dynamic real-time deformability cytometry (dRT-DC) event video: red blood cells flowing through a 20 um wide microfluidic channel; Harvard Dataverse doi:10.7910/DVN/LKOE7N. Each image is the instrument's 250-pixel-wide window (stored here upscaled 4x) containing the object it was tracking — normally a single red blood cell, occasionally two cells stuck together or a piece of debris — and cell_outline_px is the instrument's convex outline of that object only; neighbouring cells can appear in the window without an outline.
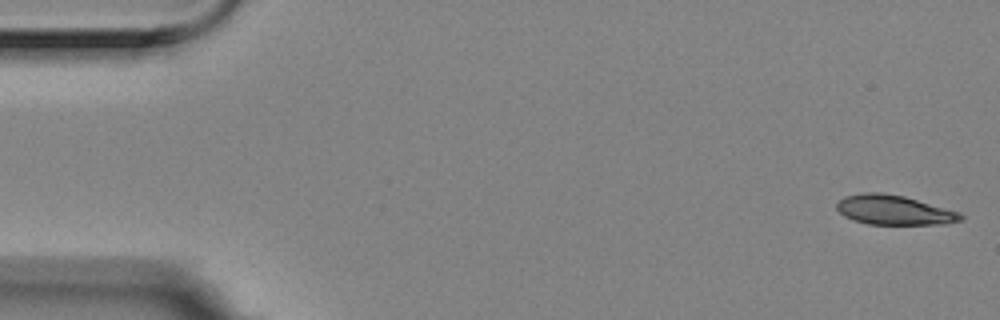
{"species": "Egyptian fruit bat (a non-hibernating species)", "species_latin": "Rousettus aegyptiacus", "temperature_condition": "room temperature", "stored_images_in_passage": 3, "camera_frame_rate_fps": 3000, "um_per_image_px": 0.085, "animal": {"sex": "female"}, "frame": {"image": 1, "passage_image": 1, "time_ms": 0.0, "image_size_px": [1000, 320], "cell_outline_px": [[964, 220], [948, 224], [868, 224], [852, 220], [844, 216], [836, 208], [836, 204], [844, 196], [864, 192], [880, 192], [904, 196], [960, 212], [964, 216]], "centroid_in_image_um": [76.01, 17.85], "position_along_channel_um": 9.0, "area_um2": 21.5}}